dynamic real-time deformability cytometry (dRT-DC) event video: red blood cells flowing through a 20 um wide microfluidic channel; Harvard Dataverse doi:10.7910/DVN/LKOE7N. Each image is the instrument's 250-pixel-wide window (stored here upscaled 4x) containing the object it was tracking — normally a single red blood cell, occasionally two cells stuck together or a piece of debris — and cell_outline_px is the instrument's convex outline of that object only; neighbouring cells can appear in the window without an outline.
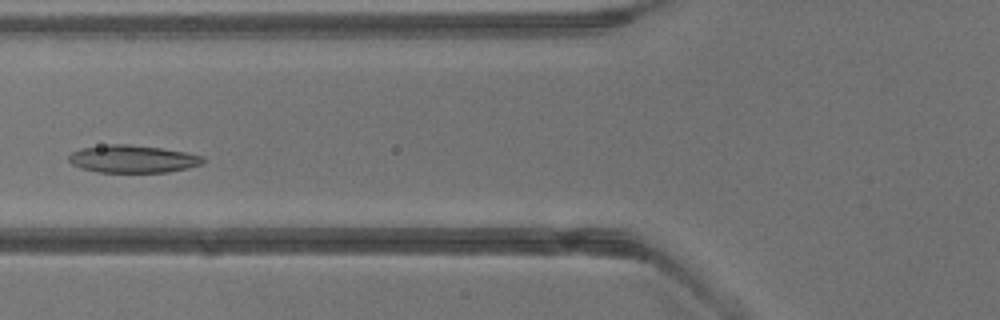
{"species": "common noctule bat (a hibernating species)", "species_latin": "Nyctalus noctula", "temperature_condition": "warm", "stored_images_in_passage": 3, "camera_frame_rate_fps": 3000, "um_per_image_px": 0.085, "animal": {"sex": "male", "body_mass_g": 13.3}, "frame": {"image": 1, "passage_image": 3, "time_ms": 2.333, "image_size_px": [1000, 320], "cell_outline_px": [[204, 160], [200, 164], [188, 168], [168, 172], [96, 172], [80, 168], [72, 164], [68, 160], [68, 156], [72, 152], [80, 148], [108, 144], [128, 144], [160, 148], [184, 152], [204, 156]], "centroid_in_image_um": [11.24, 13.51], "position_along_channel_um": 114.6, "area_um2": 21.56}}